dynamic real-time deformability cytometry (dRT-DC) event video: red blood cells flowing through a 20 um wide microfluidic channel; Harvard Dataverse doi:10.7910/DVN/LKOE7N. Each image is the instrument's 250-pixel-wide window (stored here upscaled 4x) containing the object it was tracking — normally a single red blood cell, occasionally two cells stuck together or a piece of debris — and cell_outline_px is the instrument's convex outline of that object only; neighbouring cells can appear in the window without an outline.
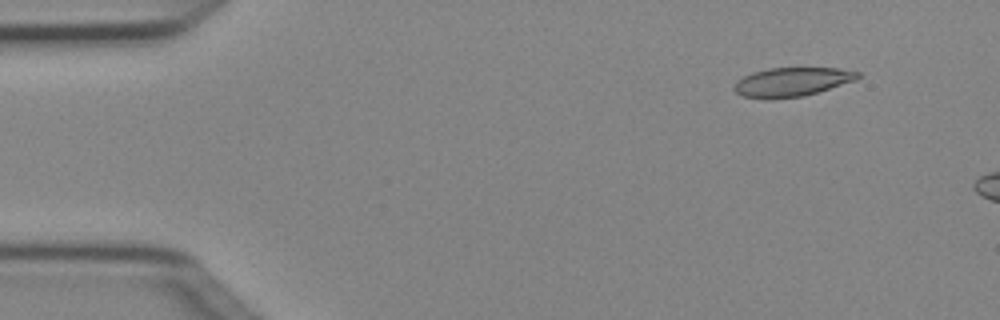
{"species": "Egyptian fruit bat (a non-hibernating species)", "species_latin": "Rousettus aegyptiacus", "temperature_condition": "cold", "stored_images_in_passage": 4, "camera_frame_rate_fps": 3000, "um_per_image_px": 0.085, "animal": {"sex": "female"}, "frame": {"image": 1, "passage_image": 2, "time_ms": 0.333, "image_size_px": [1000, 320], "cell_outline_px": [[860, 76], [856, 80], [804, 96], [772, 100], [764, 100], [744, 96], [736, 92], [732, 88], [736, 80], [752, 72], [768, 68], [840, 68], [860, 72]], "centroid_in_image_um": [67.27, 6.98], "position_along_channel_um": 17.7, "area_um2": 21.15}}